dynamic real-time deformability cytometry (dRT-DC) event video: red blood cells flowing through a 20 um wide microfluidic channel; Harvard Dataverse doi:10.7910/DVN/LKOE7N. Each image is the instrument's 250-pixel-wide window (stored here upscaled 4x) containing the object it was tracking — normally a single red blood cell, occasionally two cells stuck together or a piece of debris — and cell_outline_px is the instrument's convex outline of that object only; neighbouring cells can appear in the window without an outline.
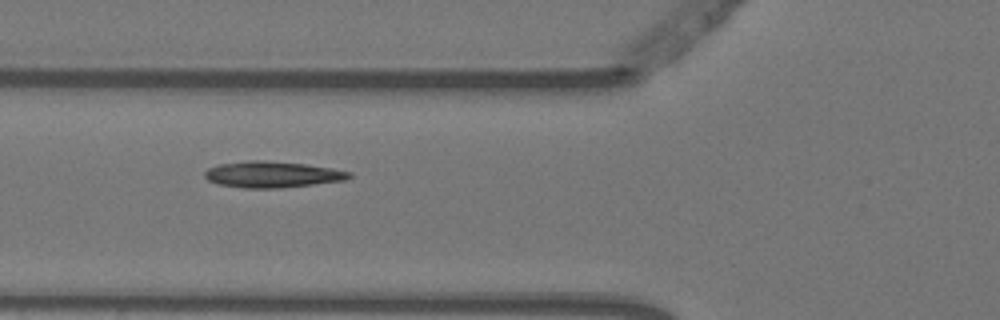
{"species": "Egyptian fruit bat (a non-hibernating species)", "species_latin": "Rousettus aegyptiacus", "temperature_condition": "warm", "stored_images_in_passage": 7, "camera_frame_rate_fps": 3000, "um_per_image_px": 0.085, "animal": {"sex": "female"}, "frame": {"image": 1, "passage_image": 6, "time_ms": 1.667, "image_size_px": [1000, 320], "cell_outline_px": [[352, 176], [344, 180], [280, 188], [244, 188], [216, 184], [208, 180], [204, 176], [204, 172], [208, 168], [220, 164], [252, 160], [264, 160], [304, 164], [332, 168], [352, 172]], "centroid_in_image_um": [23.12, 14.83], "position_along_channel_um": 102.7, "area_um2": 21.96}}
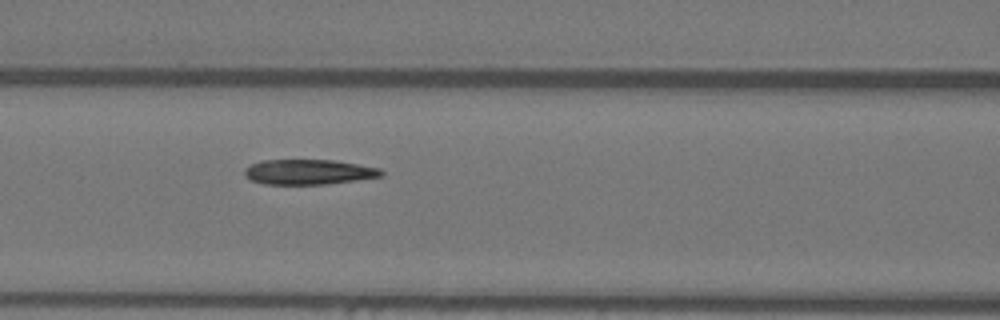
{"frame": {"image": 2, "passage_image": 7, "time_ms": 2.0, "image_size_px": [1000, 320], "cell_outline_px": [[384, 176], [356, 180], [324, 184], [264, 184], [252, 180], [244, 176], [244, 168], [260, 160], [332, 160], [380, 168], [384, 172]], "centroid_in_image_um": [26.22, 14.61], "position_along_channel_um": 140.4, "area_um2": 19.94}}